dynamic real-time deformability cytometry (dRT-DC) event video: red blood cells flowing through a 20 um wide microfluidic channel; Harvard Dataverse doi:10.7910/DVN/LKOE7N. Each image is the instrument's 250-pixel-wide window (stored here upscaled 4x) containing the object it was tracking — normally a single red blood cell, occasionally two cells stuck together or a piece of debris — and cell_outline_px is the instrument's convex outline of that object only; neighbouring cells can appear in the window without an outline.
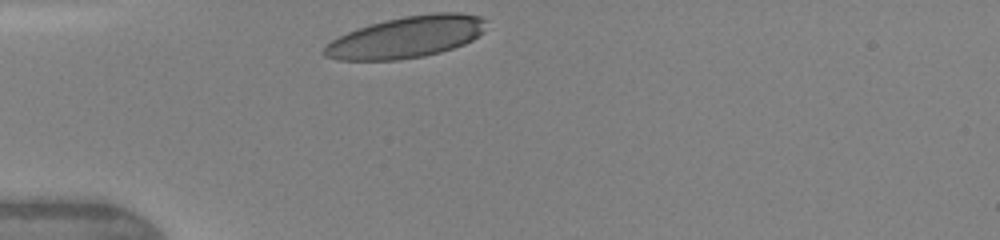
{"species": "human", "species_latin": "Homo sapiens", "temperature_condition": "warm", "stored_images_in_passage": 8, "camera_frame_rate_fps": 3000, "um_per_image_px": 0.085, "donor": {"sex": "female"}, "frame": {"image": 1, "passage_image": 1, "time_ms": 0.0, "image_size_px": [1000, 240], "cell_outline_px": [[488, 20], [484, 32], [472, 40], [464, 44], [440, 52], [424, 56], [400, 60], [336, 60], [324, 56], [320, 52], [332, 40], [356, 28], [384, 20], [404, 16], [432, 12], [460, 12], [480, 16]], "centroid_in_image_um": [34.57, 3.14], "position_along_channel_um": 50.4, "area_um2": 39.59}}